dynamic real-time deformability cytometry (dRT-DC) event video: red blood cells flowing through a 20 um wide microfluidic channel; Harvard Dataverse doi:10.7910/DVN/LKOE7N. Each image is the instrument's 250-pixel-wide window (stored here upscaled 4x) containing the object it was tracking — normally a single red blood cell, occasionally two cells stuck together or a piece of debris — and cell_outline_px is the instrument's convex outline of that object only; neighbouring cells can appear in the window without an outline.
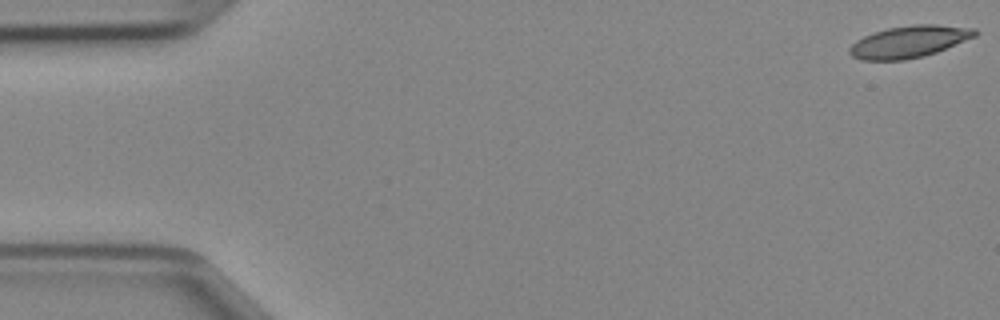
{"species": "Egyptian fruit bat (a non-hibernating species)", "species_latin": "Rousettus aegyptiacus", "temperature_condition": "cold", "stored_images_in_passage": 47, "camera_frame_rate_fps": 3000, "um_per_image_px": 0.085, "animal": {"sex": "female"}, "frame": {"image": 1, "passage_image": 1, "time_ms": 0.0, "image_size_px": [1000, 320], "cell_outline_px": [[980, 32], [976, 36], [936, 52], [924, 56], [904, 60], [860, 60], [852, 56], [848, 52], [848, 48], [856, 40], [872, 32], [888, 28], [912, 24], [936, 24], [976, 28]], "centroid_in_image_um": [77.27, 3.53], "position_along_channel_um": 7.7, "area_um2": 23.52}}
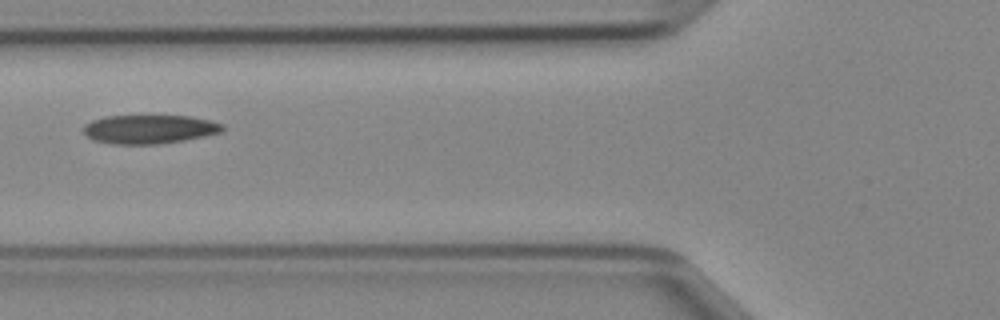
{"frame": {"image": 2, "passage_image": 18, "time_ms": 5.667, "image_size_px": [1000, 320], "cell_outline_px": [[224, 128], [220, 132], [204, 136], [184, 140], [156, 144], [112, 144], [92, 140], [84, 132], [84, 124], [92, 120], [104, 116], [188, 116], [212, 120], [224, 124]], "centroid_in_image_um": [12.69, 10.98], "position_along_channel_um": 113.1, "area_um2": 23.35}}
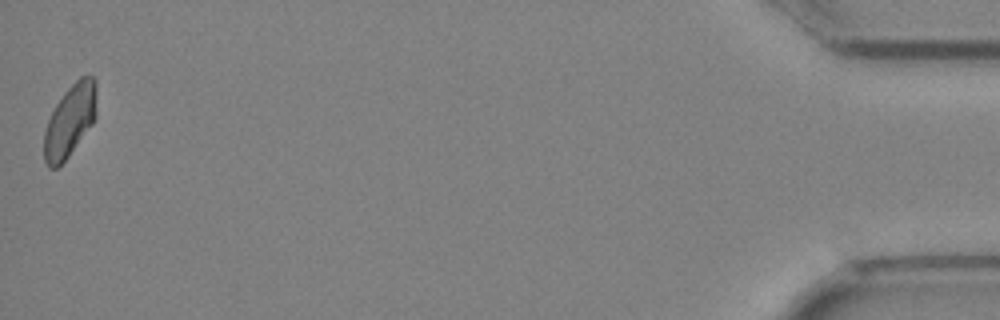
{"frame": {"image": 3, "passage_image": 47, "time_ms": 15.333, "image_size_px": [1000, 320], "cell_outline_px": [[96, 116], [92, 124], [68, 156], [56, 168], [48, 168], [44, 160], [44, 132], [48, 120], [56, 104], [64, 92], [80, 76], [92, 76], [96, 80]], "centroid_in_image_um": [5.94, 10.24], "position_along_channel_um": 429.3, "area_um2": 21.91}}